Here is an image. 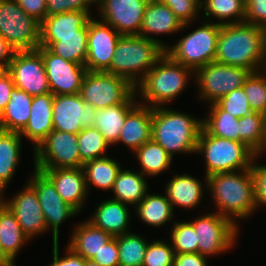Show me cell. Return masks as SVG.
<instances>
[{"label":"cell","instance_id":"obj_1","mask_svg":"<svg viewBox=\"0 0 266 266\" xmlns=\"http://www.w3.org/2000/svg\"><path fill=\"white\" fill-rule=\"evenodd\" d=\"M214 61L251 72L266 69V29L246 22L221 25Z\"/></svg>","mask_w":266,"mask_h":266},{"label":"cell","instance_id":"obj_2","mask_svg":"<svg viewBox=\"0 0 266 266\" xmlns=\"http://www.w3.org/2000/svg\"><path fill=\"white\" fill-rule=\"evenodd\" d=\"M206 190L212 195L216 212L238 227V219H249L258 211L251 168L207 176Z\"/></svg>","mask_w":266,"mask_h":266},{"label":"cell","instance_id":"obj_3","mask_svg":"<svg viewBox=\"0 0 266 266\" xmlns=\"http://www.w3.org/2000/svg\"><path fill=\"white\" fill-rule=\"evenodd\" d=\"M202 118L159 106L152 108L151 138L173 158L179 153L196 154Z\"/></svg>","mask_w":266,"mask_h":266},{"label":"cell","instance_id":"obj_4","mask_svg":"<svg viewBox=\"0 0 266 266\" xmlns=\"http://www.w3.org/2000/svg\"><path fill=\"white\" fill-rule=\"evenodd\" d=\"M193 73L165 53L135 86L136 96L141 98L138 102L151 108L168 105L181 95Z\"/></svg>","mask_w":266,"mask_h":266},{"label":"cell","instance_id":"obj_5","mask_svg":"<svg viewBox=\"0 0 266 266\" xmlns=\"http://www.w3.org/2000/svg\"><path fill=\"white\" fill-rule=\"evenodd\" d=\"M165 54L156 41L138 35H121L106 71L128 80L134 87Z\"/></svg>","mask_w":266,"mask_h":266},{"label":"cell","instance_id":"obj_6","mask_svg":"<svg viewBox=\"0 0 266 266\" xmlns=\"http://www.w3.org/2000/svg\"><path fill=\"white\" fill-rule=\"evenodd\" d=\"M205 157V176L246 170L257 154L245 143L221 138L201 129L196 154Z\"/></svg>","mask_w":266,"mask_h":266},{"label":"cell","instance_id":"obj_7","mask_svg":"<svg viewBox=\"0 0 266 266\" xmlns=\"http://www.w3.org/2000/svg\"><path fill=\"white\" fill-rule=\"evenodd\" d=\"M202 25L183 36L165 53L175 62L193 71L215 60L221 25L202 20Z\"/></svg>","mask_w":266,"mask_h":266},{"label":"cell","instance_id":"obj_8","mask_svg":"<svg viewBox=\"0 0 266 266\" xmlns=\"http://www.w3.org/2000/svg\"><path fill=\"white\" fill-rule=\"evenodd\" d=\"M79 94L85 103L96 110L121 103H138L135 87L128 80L102 71H87Z\"/></svg>","mask_w":266,"mask_h":266},{"label":"cell","instance_id":"obj_9","mask_svg":"<svg viewBox=\"0 0 266 266\" xmlns=\"http://www.w3.org/2000/svg\"><path fill=\"white\" fill-rule=\"evenodd\" d=\"M41 23L15 0H0V35L15 51H33L40 44Z\"/></svg>","mask_w":266,"mask_h":266},{"label":"cell","instance_id":"obj_10","mask_svg":"<svg viewBox=\"0 0 266 266\" xmlns=\"http://www.w3.org/2000/svg\"><path fill=\"white\" fill-rule=\"evenodd\" d=\"M198 238V253L205 257H213L229 252L235 248L239 239V227L231 220L217 212L197 216L189 221Z\"/></svg>","mask_w":266,"mask_h":266},{"label":"cell","instance_id":"obj_11","mask_svg":"<svg viewBox=\"0 0 266 266\" xmlns=\"http://www.w3.org/2000/svg\"><path fill=\"white\" fill-rule=\"evenodd\" d=\"M251 71L241 67L211 62L194 71L198 97L210 103L218 101L233 90L242 88Z\"/></svg>","mask_w":266,"mask_h":266},{"label":"cell","instance_id":"obj_12","mask_svg":"<svg viewBox=\"0 0 266 266\" xmlns=\"http://www.w3.org/2000/svg\"><path fill=\"white\" fill-rule=\"evenodd\" d=\"M34 169L80 168L76 134L53 130L33 150Z\"/></svg>","mask_w":266,"mask_h":266},{"label":"cell","instance_id":"obj_13","mask_svg":"<svg viewBox=\"0 0 266 266\" xmlns=\"http://www.w3.org/2000/svg\"><path fill=\"white\" fill-rule=\"evenodd\" d=\"M33 172L27 181L37 192L47 231L51 230L54 244L59 242L61 224L79 212L63 201L53 182L43 172L37 169Z\"/></svg>","mask_w":266,"mask_h":266},{"label":"cell","instance_id":"obj_14","mask_svg":"<svg viewBox=\"0 0 266 266\" xmlns=\"http://www.w3.org/2000/svg\"><path fill=\"white\" fill-rule=\"evenodd\" d=\"M6 71L15 87L29 95L51 93L42 56L37 50L15 51Z\"/></svg>","mask_w":266,"mask_h":266},{"label":"cell","instance_id":"obj_15","mask_svg":"<svg viewBox=\"0 0 266 266\" xmlns=\"http://www.w3.org/2000/svg\"><path fill=\"white\" fill-rule=\"evenodd\" d=\"M97 110L85 103L80 94L54 95L53 130L78 134L83 128L94 127Z\"/></svg>","mask_w":266,"mask_h":266},{"label":"cell","instance_id":"obj_16","mask_svg":"<svg viewBox=\"0 0 266 266\" xmlns=\"http://www.w3.org/2000/svg\"><path fill=\"white\" fill-rule=\"evenodd\" d=\"M42 56L49 87L53 95L79 94L87 69L85 65L69 62L47 47L36 49Z\"/></svg>","mask_w":266,"mask_h":266},{"label":"cell","instance_id":"obj_17","mask_svg":"<svg viewBox=\"0 0 266 266\" xmlns=\"http://www.w3.org/2000/svg\"><path fill=\"white\" fill-rule=\"evenodd\" d=\"M149 0H97L100 20L121 35H139ZM99 7V8H98Z\"/></svg>","mask_w":266,"mask_h":266},{"label":"cell","instance_id":"obj_18","mask_svg":"<svg viewBox=\"0 0 266 266\" xmlns=\"http://www.w3.org/2000/svg\"><path fill=\"white\" fill-rule=\"evenodd\" d=\"M112 26L92 17L88 21L87 58L85 67L89 72H106L120 38Z\"/></svg>","mask_w":266,"mask_h":266},{"label":"cell","instance_id":"obj_19","mask_svg":"<svg viewBox=\"0 0 266 266\" xmlns=\"http://www.w3.org/2000/svg\"><path fill=\"white\" fill-rule=\"evenodd\" d=\"M0 199L14 213L24 234L30 240L48 232L37 192L28 182L11 199L6 200L3 196H0Z\"/></svg>","mask_w":266,"mask_h":266},{"label":"cell","instance_id":"obj_20","mask_svg":"<svg viewBox=\"0 0 266 266\" xmlns=\"http://www.w3.org/2000/svg\"><path fill=\"white\" fill-rule=\"evenodd\" d=\"M37 170L43 172L53 182L64 202L76 209L79 214L83 211L88 191L82 167Z\"/></svg>","mask_w":266,"mask_h":266},{"label":"cell","instance_id":"obj_21","mask_svg":"<svg viewBox=\"0 0 266 266\" xmlns=\"http://www.w3.org/2000/svg\"><path fill=\"white\" fill-rule=\"evenodd\" d=\"M188 24H182L171 9L157 0H149L145 7L142 25L138 36L158 42L164 49L168 45L161 41L156 35L175 34L188 28ZM155 35V37L153 36Z\"/></svg>","mask_w":266,"mask_h":266},{"label":"cell","instance_id":"obj_22","mask_svg":"<svg viewBox=\"0 0 266 266\" xmlns=\"http://www.w3.org/2000/svg\"><path fill=\"white\" fill-rule=\"evenodd\" d=\"M152 108L139 102L128 112L121 128L118 143L133 153L151 139Z\"/></svg>","mask_w":266,"mask_h":266},{"label":"cell","instance_id":"obj_23","mask_svg":"<svg viewBox=\"0 0 266 266\" xmlns=\"http://www.w3.org/2000/svg\"><path fill=\"white\" fill-rule=\"evenodd\" d=\"M53 98L52 93L33 96L29 121L20 132L22 138L32 142L33 150L53 131Z\"/></svg>","mask_w":266,"mask_h":266},{"label":"cell","instance_id":"obj_24","mask_svg":"<svg viewBox=\"0 0 266 266\" xmlns=\"http://www.w3.org/2000/svg\"><path fill=\"white\" fill-rule=\"evenodd\" d=\"M204 187V188H203ZM207 188V177L205 176V186L201 181L189 174H174L172 179L167 181L165 196L172 204V207H184L193 209L201 203Z\"/></svg>","mask_w":266,"mask_h":266},{"label":"cell","instance_id":"obj_25","mask_svg":"<svg viewBox=\"0 0 266 266\" xmlns=\"http://www.w3.org/2000/svg\"><path fill=\"white\" fill-rule=\"evenodd\" d=\"M128 204L106 199L99 203L90 221L94 226L110 233L113 237L130 232V209Z\"/></svg>","mask_w":266,"mask_h":266},{"label":"cell","instance_id":"obj_26","mask_svg":"<svg viewBox=\"0 0 266 266\" xmlns=\"http://www.w3.org/2000/svg\"><path fill=\"white\" fill-rule=\"evenodd\" d=\"M88 23L79 29V35L40 36L39 46L76 64L85 65L87 58Z\"/></svg>","mask_w":266,"mask_h":266},{"label":"cell","instance_id":"obj_27","mask_svg":"<svg viewBox=\"0 0 266 266\" xmlns=\"http://www.w3.org/2000/svg\"><path fill=\"white\" fill-rule=\"evenodd\" d=\"M74 228L67 246L86 260H91L96 252L113 238L110 233L104 232L88 220Z\"/></svg>","mask_w":266,"mask_h":266},{"label":"cell","instance_id":"obj_28","mask_svg":"<svg viewBox=\"0 0 266 266\" xmlns=\"http://www.w3.org/2000/svg\"><path fill=\"white\" fill-rule=\"evenodd\" d=\"M22 140L20 133L0 129V196L18 169Z\"/></svg>","mask_w":266,"mask_h":266},{"label":"cell","instance_id":"obj_29","mask_svg":"<svg viewBox=\"0 0 266 266\" xmlns=\"http://www.w3.org/2000/svg\"><path fill=\"white\" fill-rule=\"evenodd\" d=\"M32 100V95L14 87L0 115V129L20 133L29 121Z\"/></svg>","mask_w":266,"mask_h":266},{"label":"cell","instance_id":"obj_30","mask_svg":"<svg viewBox=\"0 0 266 266\" xmlns=\"http://www.w3.org/2000/svg\"><path fill=\"white\" fill-rule=\"evenodd\" d=\"M123 169L122 167L118 173L111 191L114 195L113 200L135 207L148 193L149 184L141 172Z\"/></svg>","mask_w":266,"mask_h":266},{"label":"cell","instance_id":"obj_31","mask_svg":"<svg viewBox=\"0 0 266 266\" xmlns=\"http://www.w3.org/2000/svg\"><path fill=\"white\" fill-rule=\"evenodd\" d=\"M29 241L14 213L0 199V243L3 251L15 262L17 254Z\"/></svg>","mask_w":266,"mask_h":266},{"label":"cell","instance_id":"obj_32","mask_svg":"<svg viewBox=\"0 0 266 266\" xmlns=\"http://www.w3.org/2000/svg\"><path fill=\"white\" fill-rule=\"evenodd\" d=\"M88 194L90 187L112 191L118 173L122 169L119 162L111 157L104 156L83 164Z\"/></svg>","mask_w":266,"mask_h":266},{"label":"cell","instance_id":"obj_33","mask_svg":"<svg viewBox=\"0 0 266 266\" xmlns=\"http://www.w3.org/2000/svg\"><path fill=\"white\" fill-rule=\"evenodd\" d=\"M92 17V13L84 11L46 16L41 22L40 36L79 35V29L84 27Z\"/></svg>","mask_w":266,"mask_h":266},{"label":"cell","instance_id":"obj_34","mask_svg":"<svg viewBox=\"0 0 266 266\" xmlns=\"http://www.w3.org/2000/svg\"><path fill=\"white\" fill-rule=\"evenodd\" d=\"M135 212L144 224L153 227H162L167 222L173 221L174 217V209L165 194H150L148 192L135 206Z\"/></svg>","mask_w":266,"mask_h":266},{"label":"cell","instance_id":"obj_35","mask_svg":"<svg viewBox=\"0 0 266 266\" xmlns=\"http://www.w3.org/2000/svg\"><path fill=\"white\" fill-rule=\"evenodd\" d=\"M136 104L121 103L97 110L94 127L102 133L110 146L117 145L126 116Z\"/></svg>","mask_w":266,"mask_h":266},{"label":"cell","instance_id":"obj_36","mask_svg":"<svg viewBox=\"0 0 266 266\" xmlns=\"http://www.w3.org/2000/svg\"><path fill=\"white\" fill-rule=\"evenodd\" d=\"M201 9L205 21L214 22L213 17L220 25L245 22V0H203Z\"/></svg>","mask_w":266,"mask_h":266},{"label":"cell","instance_id":"obj_37","mask_svg":"<svg viewBox=\"0 0 266 266\" xmlns=\"http://www.w3.org/2000/svg\"><path fill=\"white\" fill-rule=\"evenodd\" d=\"M133 154L139 165H141L139 172L144 176H158V174L170 169L173 163V158L152 138L140 146Z\"/></svg>","mask_w":266,"mask_h":266},{"label":"cell","instance_id":"obj_38","mask_svg":"<svg viewBox=\"0 0 266 266\" xmlns=\"http://www.w3.org/2000/svg\"><path fill=\"white\" fill-rule=\"evenodd\" d=\"M202 127L211 135L239 142V118L223 110L216 102L209 104Z\"/></svg>","mask_w":266,"mask_h":266},{"label":"cell","instance_id":"obj_39","mask_svg":"<svg viewBox=\"0 0 266 266\" xmlns=\"http://www.w3.org/2000/svg\"><path fill=\"white\" fill-rule=\"evenodd\" d=\"M239 142L245 143L257 155L266 152V124L263 113L251 112L239 118Z\"/></svg>","mask_w":266,"mask_h":266},{"label":"cell","instance_id":"obj_40","mask_svg":"<svg viewBox=\"0 0 266 266\" xmlns=\"http://www.w3.org/2000/svg\"><path fill=\"white\" fill-rule=\"evenodd\" d=\"M115 237L119 249V266H142L148 240L134 232Z\"/></svg>","mask_w":266,"mask_h":266},{"label":"cell","instance_id":"obj_41","mask_svg":"<svg viewBox=\"0 0 266 266\" xmlns=\"http://www.w3.org/2000/svg\"><path fill=\"white\" fill-rule=\"evenodd\" d=\"M77 138L80 160L83 163L107 156L105 153L111 147L95 127L83 128L77 134Z\"/></svg>","mask_w":266,"mask_h":266},{"label":"cell","instance_id":"obj_42","mask_svg":"<svg viewBox=\"0 0 266 266\" xmlns=\"http://www.w3.org/2000/svg\"><path fill=\"white\" fill-rule=\"evenodd\" d=\"M170 239L175 254L198 253V238L190 222H172Z\"/></svg>","mask_w":266,"mask_h":266},{"label":"cell","instance_id":"obj_43","mask_svg":"<svg viewBox=\"0 0 266 266\" xmlns=\"http://www.w3.org/2000/svg\"><path fill=\"white\" fill-rule=\"evenodd\" d=\"M242 88L252 111L263 113L266 109V69L251 72Z\"/></svg>","mask_w":266,"mask_h":266},{"label":"cell","instance_id":"obj_44","mask_svg":"<svg viewBox=\"0 0 266 266\" xmlns=\"http://www.w3.org/2000/svg\"><path fill=\"white\" fill-rule=\"evenodd\" d=\"M174 249L166 240H152L148 243L142 266H173Z\"/></svg>","mask_w":266,"mask_h":266},{"label":"cell","instance_id":"obj_45","mask_svg":"<svg viewBox=\"0 0 266 266\" xmlns=\"http://www.w3.org/2000/svg\"><path fill=\"white\" fill-rule=\"evenodd\" d=\"M216 103L236 118H242L253 112L243 88L233 90L229 94L222 96Z\"/></svg>","mask_w":266,"mask_h":266},{"label":"cell","instance_id":"obj_46","mask_svg":"<svg viewBox=\"0 0 266 266\" xmlns=\"http://www.w3.org/2000/svg\"><path fill=\"white\" fill-rule=\"evenodd\" d=\"M167 5L182 24H192L200 17L201 3L198 0H157Z\"/></svg>","mask_w":266,"mask_h":266},{"label":"cell","instance_id":"obj_47","mask_svg":"<svg viewBox=\"0 0 266 266\" xmlns=\"http://www.w3.org/2000/svg\"><path fill=\"white\" fill-rule=\"evenodd\" d=\"M97 4V0H46V16L58 15L65 12L84 11L90 12V6Z\"/></svg>","mask_w":266,"mask_h":266},{"label":"cell","instance_id":"obj_48","mask_svg":"<svg viewBox=\"0 0 266 266\" xmlns=\"http://www.w3.org/2000/svg\"><path fill=\"white\" fill-rule=\"evenodd\" d=\"M261 155H257L253 161L251 172L255 183V199L257 209L266 206V164L259 165L257 159Z\"/></svg>","mask_w":266,"mask_h":266},{"label":"cell","instance_id":"obj_49","mask_svg":"<svg viewBox=\"0 0 266 266\" xmlns=\"http://www.w3.org/2000/svg\"><path fill=\"white\" fill-rule=\"evenodd\" d=\"M117 238L113 237L91 259L101 266H119Z\"/></svg>","mask_w":266,"mask_h":266},{"label":"cell","instance_id":"obj_50","mask_svg":"<svg viewBox=\"0 0 266 266\" xmlns=\"http://www.w3.org/2000/svg\"><path fill=\"white\" fill-rule=\"evenodd\" d=\"M245 22L266 29V0H245Z\"/></svg>","mask_w":266,"mask_h":266},{"label":"cell","instance_id":"obj_51","mask_svg":"<svg viewBox=\"0 0 266 266\" xmlns=\"http://www.w3.org/2000/svg\"><path fill=\"white\" fill-rule=\"evenodd\" d=\"M59 242L53 244V261L48 266H85V259L66 246V254L59 255Z\"/></svg>","mask_w":266,"mask_h":266},{"label":"cell","instance_id":"obj_52","mask_svg":"<svg viewBox=\"0 0 266 266\" xmlns=\"http://www.w3.org/2000/svg\"><path fill=\"white\" fill-rule=\"evenodd\" d=\"M18 5L31 17L40 23L47 13L46 0H15Z\"/></svg>","mask_w":266,"mask_h":266},{"label":"cell","instance_id":"obj_53","mask_svg":"<svg viewBox=\"0 0 266 266\" xmlns=\"http://www.w3.org/2000/svg\"><path fill=\"white\" fill-rule=\"evenodd\" d=\"M15 87L11 75L3 70L0 73V115L10 100V94Z\"/></svg>","mask_w":266,"mask_h":266},{"label":"cell","instance_id":"obj_54","mask_svg":"<svg viewBox=\"0 0 266 266\" xmlns=\"http://www.w3.org/2000/svg\"><path fill=\"white\" fill-rule=\"evenodd\" d=\"M207 257L199 253L175 254L173 266H209Z\"/></svg>","mask_w":266,"mask_h":266},{"label":"cell","instance_id":"obj_55","mask_svg":"<svg viewBox=\"0 0 266 266\" xmlns=\"http://www.w3.org/2000/svg\"><path fill=\"white\" fill-rule=\"evenodd\" d=\"M15 50L0 35V67L7 70Z\"/></svg>","mask_w":266,"mask_h":266},{"label":"cell","instance_id":"obj_56","mask_svg":"<svg viewBox=\"0 0 266 266\" xmlns=\"http://www.w3.org/2000/svg\"><path fill=\"white\" fill-rule=\"evenodd\" d=\"M0 266H16L15 262L3 251L0 243Z\"/></svg>","mask_w":266,"mask_h":266},{"label":"cell","instance_id":"obj_57","mask_svg":"<svg viewBox=\"0 0 266 266\" xmlns=\"http://www.w3.org/2000/svg\"><path fill=\"white\" fill-rule=\"evenodd\" d=\"M85 266H101V265L92 261V260H86L85 259Z\"/></svg>","mask_w":266,"mask_h":266},{"label":"cell","instance_id":"obj_58","mask_svg":"<svg viewBox=\"0 0 266 266\" xmlns=\"http://www.w3.org/2000/svg\"><path fill=\"white\" fill-rule=\"evenodd\" d=\"M263 117H264V119H265V124H266V109H265V111L263 112Z\"/></svg>","mask_w":266,"mask_h":266}]
</instances>
